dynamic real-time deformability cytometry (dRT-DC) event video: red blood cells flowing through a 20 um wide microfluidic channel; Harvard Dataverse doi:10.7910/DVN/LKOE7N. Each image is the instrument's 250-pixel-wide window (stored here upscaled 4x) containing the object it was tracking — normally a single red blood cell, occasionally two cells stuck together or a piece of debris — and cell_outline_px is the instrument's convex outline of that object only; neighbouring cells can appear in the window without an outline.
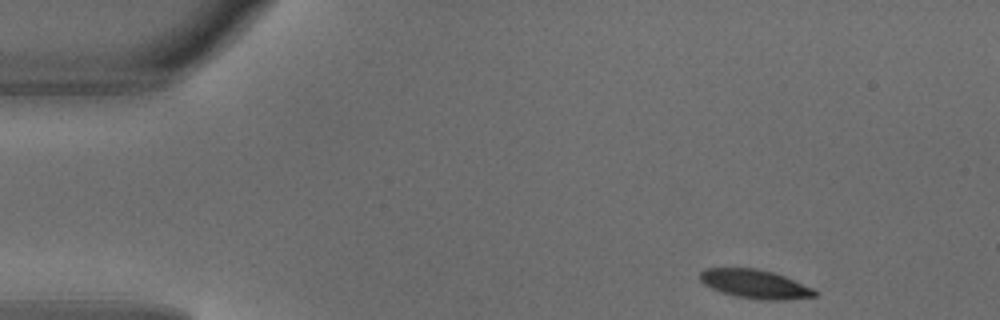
{"species": "common noctule bat (a hibernating species)", "species_latin": "Nyctalus noctula", "temperature_condition": "warm", "stored_images_in_passage": 3, "camera_frame_rate_fps": 3000, "um_per_image_px": 0.085, "animal": {"sex": "male", "body_mass_g": 18.8}, "frame": {"image": 1, "passage_image": 1, "time_ms": 0.0, "image_size_px": [1000, 320], "cell_outline_px": [[816, 296], [780, 300], [768, 300], [736, 296], [712, 288], [704, 284], [700, 280], [700, 272], [704, 268], [756, 268], [772, 272], [784, 276], [812, 288], [816, 292]], "centroid_in_image_um": [64.15, 24.13], "position_along_channel_um": 20.9, "area_um2": 18.84}}